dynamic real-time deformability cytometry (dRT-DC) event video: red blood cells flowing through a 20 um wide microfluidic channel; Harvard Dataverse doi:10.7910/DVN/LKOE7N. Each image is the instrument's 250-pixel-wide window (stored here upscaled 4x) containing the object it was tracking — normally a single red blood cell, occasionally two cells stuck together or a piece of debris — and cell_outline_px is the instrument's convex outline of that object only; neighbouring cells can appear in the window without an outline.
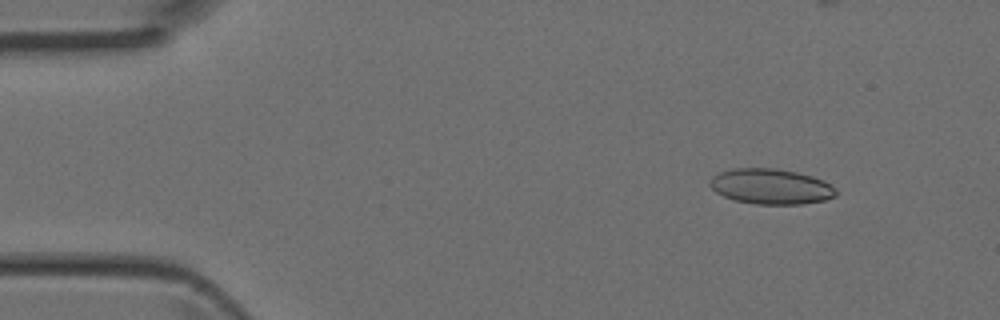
{"species": "Egyptian fruit bat (a non-hibernating species)", "species_latin": "Rousettus aegyptiacus", "temperature_condition": "room temperature", "stored_images_in_passage": 4, "camera_frame_rate_fps": 3000, "um_per_image_px": 0.085, "animal": {"sex": "female"}, "frame": {"image": 1, "passage_image": 2, "time_ms": 0.333, "image_size_px": [1000, 320], "cell_outline_px": [[836, 196], [824, 200], [800, 204], [756, 204], [736, 200], [724, 196], [716, 192], [708, 184], [712, 176], [720, 172], [732, 168], [772, 168], [796, 172], [812, 176], [824, 180], [836, 188]], "centroid_in_image_um": [65.52, 15.84], "position_along_channel_um": 19.5, "area_um2": 25.95}}